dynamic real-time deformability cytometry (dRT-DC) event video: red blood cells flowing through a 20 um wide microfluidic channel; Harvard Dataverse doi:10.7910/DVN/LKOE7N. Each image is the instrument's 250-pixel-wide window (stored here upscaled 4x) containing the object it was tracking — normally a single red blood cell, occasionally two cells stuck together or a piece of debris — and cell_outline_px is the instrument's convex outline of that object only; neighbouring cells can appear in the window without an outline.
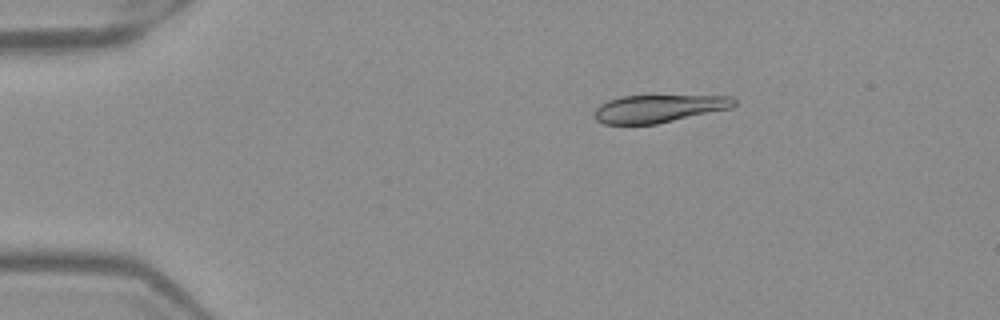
{"species": "Egyptian fruit bat (a non-hibernating species)", "species_latin": "Rousettus aegyptiacus", "temperature_condition": "warm", "stored_images_in_passage": 43, "camera_frame_rate_fps": 3000, "um_per_image_px": 0.085, "frame": {"image": 1, "passage_image": 1, "time_ms": 0.0, "image_size_px": [1000, 320], "cell_outline_px": [[736, 104], [732, 108], [656, 124], [604, 124], [596, 120], [592, 116], [596, 108], [600, 104], [608, 100], [620, 96], [732, 96], [736, 100]], "centroid_in_image_um": [55.96, 9.23], "position_along_channel_um": 29.0, "area_um2": 22.6}}
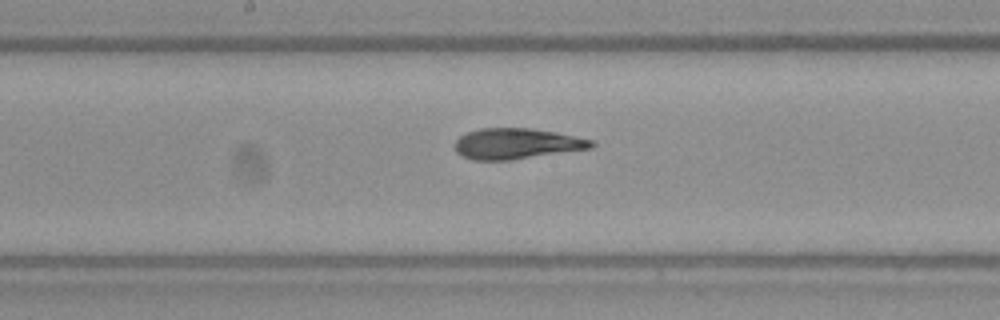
{"frame": {"image": 2, "passage_image": 19, "time_ms": 6.0, "image_size_px": [1000, 320], "cell_outline_px": [[596, 144], [592, 148], [512, 160], [472, 160], [456, 152], [456, 140], [460, 136], [468, 132], [480, 128], [528, 128], [556, 132], [596, 140]], "centroid_in_image_um": [43.96, 12.21], "position_along_channel_um": 204.2, "area_um2": 24.51}}
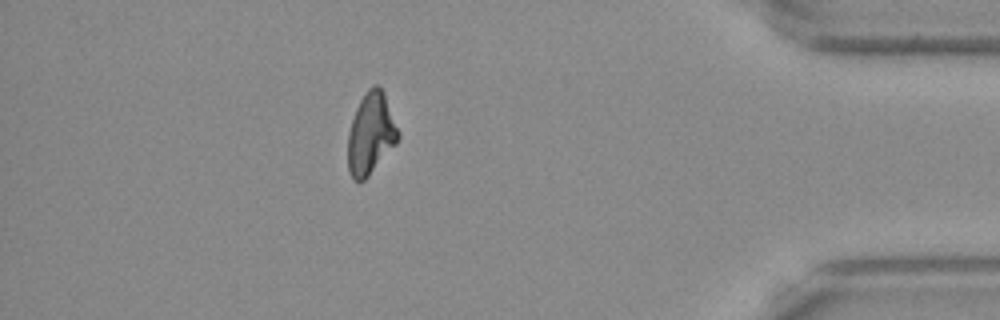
{"frame": {"image": 3, "passage_image": 37, "time_ms": 12.0, "image_size_px": [1000, 320], "cell_outline_px": [[400, 136], [396, 144], [368, 176], [364, 180], [352, 180], [348, 172], [348, 132], [356, 108], [364, 92], [372, 84], [376, 84], [384, 92], [400, 132]], "centroid_in_image_um": [31.52, 11.35], "position_along_channel_um": 403.7, "area_um2": 23.99}, "authors_computed_cell_mechanics": {"area_um2": 24.3916, "velocity_mm_per_s": 3.9953, "shape_relaxation_time_tau1_ms": 7.6055, "shape_relaxation_time_tau2_ms": 2.3071, "deformation_change_tau1": 0.2348, "deformation_change_tau2": 0.0799}}